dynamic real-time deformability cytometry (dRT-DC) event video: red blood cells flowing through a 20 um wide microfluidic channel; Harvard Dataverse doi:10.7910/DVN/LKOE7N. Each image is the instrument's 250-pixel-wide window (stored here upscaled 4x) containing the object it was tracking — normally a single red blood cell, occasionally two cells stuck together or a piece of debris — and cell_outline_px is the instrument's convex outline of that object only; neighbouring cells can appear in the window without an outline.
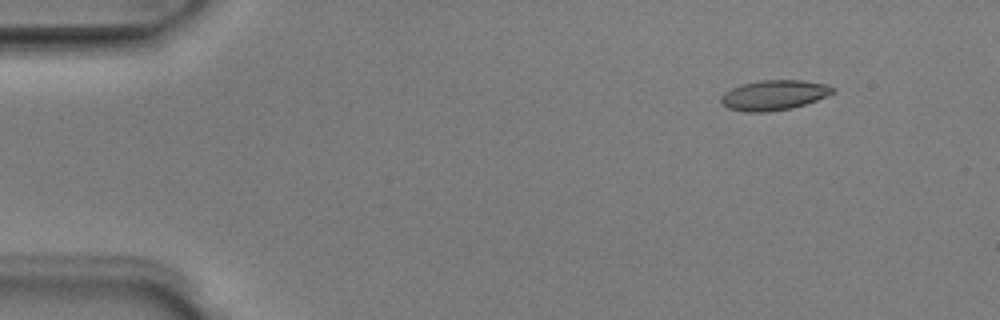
{"species": "Egyptian fruit bat (a non-hibernating species)", "species_latin": "Rousettus aegyptiacus", "temperature_condition": "room temperature", "stored_images_in_passage": 3, "camera_frame_rate_fps": 3000, "um_per_image_px": 0.085, "animal": {"sex": "male"}, "frame": {"image": 1, "passage_image": 1, "time_ms": 0.0, "image_size_px": [1000, 320], "cell_outline_px": [[832, 92], [816, 100], [792, 108], [768, 112], [744, 112], [728, 108], [720, 100], [720, 96], [724, 92], [732, 88], [744, 84], [760, 80], [800, 80], [828, 84], [832, 88]], "centroid_in_image_um": [65.74, 8.09], "position_along_channel_um": 19.3, "area_um2": 19.31}}